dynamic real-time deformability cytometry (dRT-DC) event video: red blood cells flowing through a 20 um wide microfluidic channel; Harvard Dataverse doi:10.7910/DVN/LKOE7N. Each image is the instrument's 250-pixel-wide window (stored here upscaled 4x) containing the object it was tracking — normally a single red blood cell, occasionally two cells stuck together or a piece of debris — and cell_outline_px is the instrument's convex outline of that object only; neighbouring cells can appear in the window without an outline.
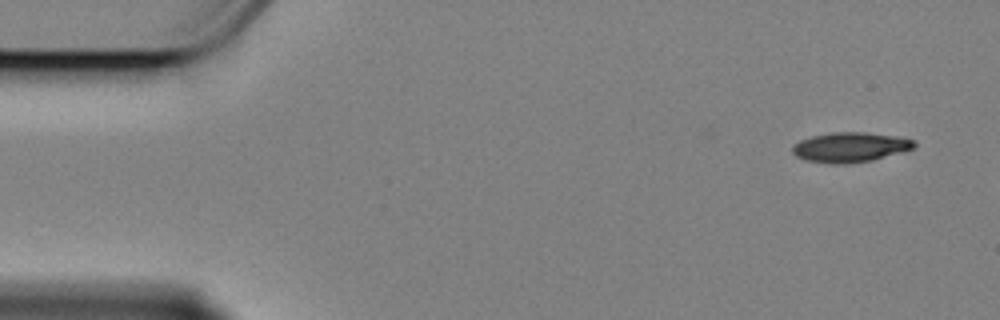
{"species": "Egyptian fruit bat (a non-hibernating species)", "species_latin": "Rousettus aegyptiacus", "temperature_condition": "cold", "stored_images_in_passage": 9, "camera_frame_rate_fps": 3000, "um_per_image_px": 0.085, "animal": {"sex": "female"}, "frame": {"image": 1, "passage_image": 1, "time_ms": 0.0, "image_size_px": [1000, 320], "cell_outline_px": [[916, 148], [904, 152], [872, 160], [844, 164], [832, 164], [808, 160], [796, 156], [792, 152], [792, 144], [800, 140], [812, 136], [832, 132], [864, 132], [896, 136], [916, 140]], "centroid_in_image_um": [72.3, 12.51], "position_along_channel_um": 12.7, "area_um2": 21.33}}